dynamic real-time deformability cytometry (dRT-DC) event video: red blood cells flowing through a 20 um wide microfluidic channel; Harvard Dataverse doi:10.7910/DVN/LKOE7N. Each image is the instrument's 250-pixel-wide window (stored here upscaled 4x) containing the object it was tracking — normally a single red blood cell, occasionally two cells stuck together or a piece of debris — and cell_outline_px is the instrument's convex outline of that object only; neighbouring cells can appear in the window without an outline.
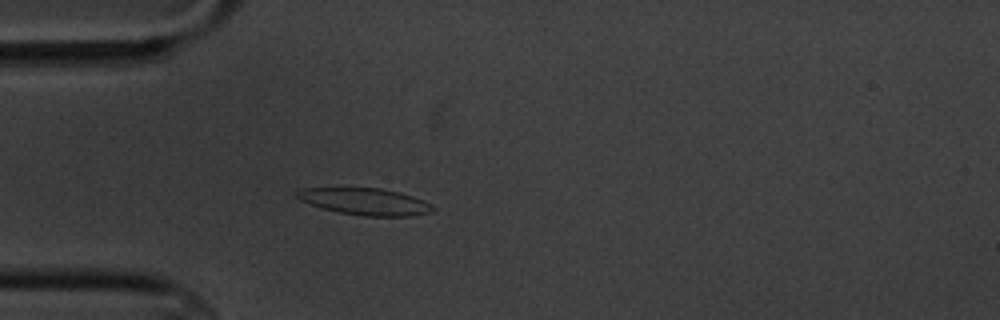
{"species": "common noctule bat (a hibernating species)", "species_latin": "Nyctalus noctula", "temperature_condition": "cold", "stored_images_in_passage": 4, "camera_frame_rate_fps": 3000, "um_per_image_px": 0.085, "animal": {"sex": "male", "body_mass_g": 20.1, "forearm_length_mm": 53.5}, "frame": {"image": 1, "passage_image": 4, "time_ms": 3.333, "image_size_px": [1000, 320], "cell_outline_px": [[436, 208], [432, 212], [412, 216], [364, 216], [340, 212], [324, 208], [300, 200], [296, 196], [296, 192], [304, 188], [380, 188], [400, 192], [424, 200]], "centroid_in_image_um": [31.09, 17.13], "position_along_channel_um": 53.9, "area_um2": 21.04}}